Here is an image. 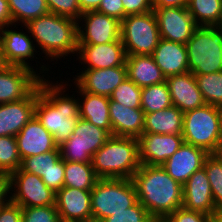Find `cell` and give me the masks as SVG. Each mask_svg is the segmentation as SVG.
I'll list each match as a JSON object with an SVG mask.
<instances>
[{
    "label": "cell",
    "mask_w": 222,
    "mask_h": 222,
    "mask_svg": "<svg viewBox=\"0 0 222 222\" xmlns=\"http://www.w3.org/2000/svg\"><path fill=\"white\" fill-rule=\"evenodd\" d=\"M166 83L172 105L183 113L206 104L192 72L169 76L166 78Z\"/></svg>",
    "instance_id": "23"
},
{
    "label": "cell",
    "mask_w": 222,
    "mask_h": 222,
    "mask_svg": "<svg viewBox=\"0 0 222 222\" xmlns=\"http://www.w3.org/2000/svg\"><path fill=\"white\" fill-rule=\"evenodd\" d=\"M42 180L55 193L60 190L64 186V160L62 158L58 160Z\"/></svg>",
    "instance_id": "42"
},
{
    "label": "cell",
    "mask_w": 222,
    "mask_h": 222,
    "mask_svg": "<svg viewBox=\"0 0 222 222\" xmlns=\"http://www.w3.org/2000/svg\"><path fill=\"white\" fill-rule=\"evenodd\" d=\"M172 106L166 81L146 86L141 92V109L144 113H153Z\"/></svg>",
    "instance_id": "32"
},
{
    "label": "cell",
    "mask_w": 222,
    "mask_h": 222,
    "mask_svg": "<svg viewBox=\"0 0 222 222\" xmlns=\"http://www.w3.org/2000/svg\"><path fill=\"white\" fill-rule=\"evenodd\" d=\"M71 80L82 91L110 97L112 92L128 78L126 64L104 69L79 70Z\"/></svg>",
    "instance_id": "15"
},
{
    "label": "cell",
    "mask_w": 222,
    "mask_h": 222,
    "mask_svg": "<svg viewBox=\"0 0 222 222\" xmlns=\"http://www.w3.org/2000/svg\"><path fill=\"white\" fill-rule=\"evenodd\" d=\"M132 181L138 201L156 221H161L183 205V185L174 180L162 165L141 164Z\"/></svg>",
    "instance_id": "2"
},
{
    "label": "cell",
    "mask_w": 222,
    "mask_h": 222,
    "mask_svg": "<svg viewBox=\"0 0 222 222\" xmlns=\"http://www.w3.org/2000/svg\"><path fill=\"white\" fill-rule=\"evenodd\" d=\"M208 155L205 149L184 142L162 167L174 180L183 185L195 171L203 167Z\"/></svg>",
    "instance_id": "21"
},
{
    "label": "cell",
    "mask_w": 222,
    "mask_h": 222,
    "mask_svg": "<svg viewBox=\"0 0 222 222\" xmlns=\"http://www.w3.org/2000/svg\"><path fill=\"white\" fill-rule=\"evenodd\" d=\"M153 8L187 7L188 0H152Z\"/></svg>",
    "instance_id": "47"
},
{
    "label": "cell",
    "mask_w": 222,
    "mask_h": 222,
    "mask_svg": "<svg viewBox=\"0 0 222 222\" xmlns=\"http://www.w3.org/2000/svg\"><path fill=\"white\" fill-rule=\"evenodd\" d=\"M206 104L222 107V71L194 75Z\"/></svg>",
    "instance_id": "34"
},
{
    "label": "cell",
    "mask_w": 222,
    "mask_h": 222,
    "mask_svg": "<svg viewBox=\"0 0 222 222\" xmlns=\"http://www.w3.org/2000/svg\"><path fill=\"white\" fill-rule=\"evenodd\" d=\"M189 72L194 75L222 71V36L209 26H199L185 44Z\"/></svg>",
    "instance_id": "7"
},
{
    "label": "cell",
    "mask_w": 222,
    "mask_h": 222,
    "mask_svg": "<svg viewBox=\"0 0 222 222\" xmlns=\"http://www.w3.org/2000/svg\"><path fill=\"white\" fill-rule=\"evenodd\" d=\"M184 209L213 217L216 212L211 186L205 168L195 171L183 184Z\"/></svg>",
    "instance_id": "20"
},
{
    "label": "cell",
    "mask_w": 222,
    "mask_h": 222,
    "mask_svg": "<svg viewBox=\"0 0 222 222\" xmlns=\"http://www.w3.org/2000/svg\"><path fill=\"white\" fill-rule=\"evenodd\" d=\"M8 3L15 26L50 13L46 0H8Z\"/></svg>",
    "instance_id": "30"
},
{
    "label": "cell",
    "mask_w": 222,
    "mask_h": 222,
    "mask_svg": "<svg viewBox=\"0 0 222 222\" xmlns=\"http://www.w3.org/2000/svg\"><path fill=\"white\" fill-rule=\"evenodd\" d=\"M203 167L207 173L216 212H222V152L210 153L206 158Z\"/></svg>",
    "instance_id": "33"
},
{
    "label": "cell",
    "mask_w": 222,
    "mask_h": 222,
    "mask_svg": "<svg viewBox=\"0 0 222 222\" xmlns=\"http://www.w3.org/2000/svg\"><path fill=\"white\" fill-rule=\"evenodd\" d=\"M7 179L9 199L21 208L55 205L56 193L37 175L19 168Z\"/></svg>",
    "instance_id": "11"
},
{
    "label": "cell",
    "mask_w": 222,
    "mask_h": 222,
    "mask_svg": "<svg viewBox=\"0 0 222 222\" xmlns=\"http://www.w3.org/2000/svg\"><path fill=\"white\" fill-rule=\"evenodd\" d=\"M50 13L78 20L83 14L78 0H46Z\"/></svg>",
    "instance_id": "40"
},
{
    "label": "cell",
    "mask_w": 222,
    "mask_h": 222,
    "mask_svg": "<svg viewBox=\"0 0 222 222\" xmlns=\"http://www.w3.org/2000/svg\"><path fill=\"white\" fill-rule=\"evenodd\" d=\"M182 136L184 142L210 153L222 152L221 111L205 104L184 113Z\"/></svg>",
    "instance_id": "5"
},
{
    "label": "cell",
    "mask_w": 222,
    "mask_h": 222,
    "mask_svg": "<svg viewBox=\"0 0 222 222\" xmlns=\"http://www.w3.org/2000/svg\"><path fill=\"white\" fill-rule=\"evenodd\" d=\"M183 143L182 135L143 133L138 138L139 162L162 165Z\"/></svg>",
    "instance_id": "17"
},
{
    "label": "cell",
    "mask_w": 222,
    "mask_h": 222,
    "mask_svg": "<svg viewBox=\"0 0 222 222\" xmlns=\"http://www.w3.org/2000/svg\"><path fill=\"white\" fill-rule=\"evenodd\" d=\"M187 10L198 26L212 27L222 16V0H188Z\"/></svg>",
    "instance_id": "31"
},
{
    "label": "cell",
    "mask_w": 222,
    "mask_h": 222,
    "mask_svg": "<svg viewBox=\"0 0 222 222\" xmlns=\"http://www.w3.org/2000/svg\"><path fill=\"white\" fill-rule=\"evenodd\" d=\"M0 222H22V210L9 198L0 206Z\"/></svg>",
    "instance_id": "43"
},
{
    "label": "cell",
    "mask_w": 222,
    "mask_h": 222,
    "mask_svg": "<svg viewBox=\"0 0 222 222\" xmlns=\"http://www.w3.org/2000/svg\"><path fill=\"white\" fill-rule=\"evenodd\" d=\"M22 222H62L55 205L24 207Z\"/></svg>",
    "instance_id": "39"
},
{
    "label": "cell",
    "mask_w": 222,
    "mask_h": 222,
    "mask_svg": "<svg viewBox=\"0 0 222 222\" xmlns=\"http://www.w3.org/2000/svg\"><path fill=\"white\" fill-rule=\"evenodd\" d=\"M96 11L114 17L119 21L124 19L122 0H101Z\"/></svg>",
    "instance_id": "44"
},
{
    "label": "cell",
    "mask_w": 222,
    "mask_h": 222,
    "mask_svg": "<svg viewBox=\"0 0 222 222\" xmlns=\"http://www.w3.org/2000/svg\"><path fill=\"white\" fill-rule=\"evenodd\" d=\"M101 0H78L82 13L96 11Z\"/></svg>",
    "instance_id": "48"
},
{
    "label": "cell",
    "mask_w": 222,
    "mask_h": 222,
    "mask_svg": "<svg viewBox=\"0 0 222 222\" xmlns=\"http://www.w3.org/2000/svg\"><path fill=\"white\" fill-rule=\"evenodd\" d=\"M47 76V80L41 79L37 85L35 116L59 146L70 138L80 119L79 100L75 93H66L67 86L71 85L69 81L54 83L50 82L49 74Z\"/></svg>",
    "instance_id": "1"
},
{
    "label": "cell",
    "mask_w": 222,
    "mask_h": 222,
    "mask_svg": "<svg viewBox=\"0 0 222 222\" xmlns=\"http://www.w3.org/2000/svg\"><path fill=\"white\" fill-rule=\"evenodd\" d=\"M212 222H222V212L221 213H216L212 217Z\"/></svg>",
    "instance_id": "51"
},
{
    "label": "cell",
    "mask_w": 222,
    "mask_h": 222,
    "mask_svg": "<svg viewBox=\"0 0 222 222\" xmlns=\"http://www.w3.org/2000/svg\"><path fill=\"white\" fill-rule=\"evenodd\" d=\"M126 67L128 78L141 88L166 81L152 55L127 56Z\"/></svg>",
    "instance_id": "27"
},
{
    "label": "cell",
    "mask_w": 222,
    "mask_h": 222,
    "mask_svg": "<svg viewBox=\"0 0 222 222\" xmlns=\"http://www.w3.org/2000/svg\"><path fill=\"white\" fill-rule=\"evenodd\" d=\"M12 26L18 29L15 25H8L0 28V64L26 67L34 71L41 79H44V74H48L49 68L51 70L52 67H50L47 63V65L44 64L41 65V67L39 66V68L36 67V70L34 69V66H32V63L29 61H35L36 66H38V61L33 60V58H39L36 57V55H38L36 53L38 52L36 45L33 44L34 40L29 35V30L25 25H21L20 27V29L24 27L25 32L24 29H22V31L20 29H18L19 31H16V29L12 28ZM38 69L40 73H38Z\"/></svg>",
    "instance_id": "8"
},
{
    "label": "cell",
    "mask_w": 222,
    "mask_h": 222,
    "mask_svg": "<svg viewBox=\"0 0 222 222\" xmlns=\"http://www.w3.org/2000/svg\"><path fill=\"white\" fill-rule=\"evenodd\" d=\"M76 56V61L84 64L80 70L123 66L127 57L121 39L101 45H78Z\"/></svg>",
    "instance_id": "16"
},
{
    "label": "cell",
    "mask_w": 222,
    "mask_h": 222,
    "mask_svg": "<svg viewBox=\"0 0 222 222\" xmlns=\"http://www.w3.org/2000/svg\"><path fill=\"white\" fill-rule=\"evenodd\" d=\"M75 87L79 100L80 118L106 130L112 136V126L109 115V97L82 91ZM81 100V101H80Z\"/></svg>",
    "instance_id": "26"
},
{
    "label": "cell",
    "mask_w": 222,
    "mask_h": 222,
    "mask_svg": "<svg viewBox=\"0 0 222 222\" xmlns=\"http://www.w3.org/2000/svg\"><path fill=\"white\" fill-rule=\"evenodd\" d=\"M138 201L132 179H98L91 190V209L94 221L125 211Z\"/></svg>",
    "instance_id": "6"
},
{
    "label": "cell",
    "mask_w": 222,
    "mask_h": 222,
    "mask_svg": "<svg viewBox=\"0 0 222 222\" xmlns=\"http://www.w3.org/2000/svg\"><path fill=\"white\" fill-rule=\"evenodd\" d=\"M110 137L106 130L80 118L70 138L59 145L61 158L69 162H92L94 154Z\"/></svg>",
    "instance_id": "10"
},
{
    "label": "cell",
    "mask_w": 222,
    "mask_h": 222,
    "mask_svg": "<svg viewBox=\"0 0 222 222\" xmlns=\"http://www.w3.org/2000/svg\"><path fill=\"white\" fill-rule=\"evenodd\" d=\"M112 136L139 138L144 133V111L109 100Z\"/></svg>",
    "instance_id": "24"
},
{
    "label": "cell",
    "mask_w": 222,
    "mask_h": 222,
    "mask_svg": "<svg viewBox=\"0 0 222 222\" xmlns=\"http://www.w3.org/2000/svg\"><path fill=\"white\" fill-rule=\"evenodd\" d=\"M99 179H132L139 169L138 139L111 136L92 158Z\"/></svg>",
    "instance_id": "4"
},
{
    "label": "cell",
    "mask_w": 222,
    "mask_h": 222,
    "mask_svg": "<svg viewBox=\"0 0 222 222\" xmlns=\"http://www.w3.org/2000/svg\"><path fill=\"white\" fill-rule=\"evenodd\" d=\"M184 113L176 106L144 113V133L182 135Z\"/></svg>",
    "instance_id": "28"
},
{
    "label": "cell",
    "mask_w": 222,
    "mask_h": 222,
    "mask_svg": "<svg viewBox=\"0 0 222 222\" xmlns=\"http://www.w3.org/2000/svg\"><path fill=\"white\" fill-rule=\"evenodd\" d=\"M212 27L222 36V16Z\"/></svg>",
    "instance_id": "50"
},
{
    "label": "cell",
    "mask_w": 222,
    "mask_h": 222,
    "mask_svg": "<svg viewBox=\"0 0 222 222\" xmlns=\"http://www.w3.org/2000/svg\"><path fill=\"white\" fill-rule=\"evenodd\" d=\"M15 137L21 160L52 150H60L54 137L42 126L36 116L31 118Z\"/></svg>",
    "instance_id": "22"
},
{
    "label": "cell",
    "mask_w": 222,
    "mask_h": 222,
    "mask_svg": "<svg viewBox=\"0 0 222 222\" xmlns=\"http://www.w3.org/2000/svg\"><path fill=\"white\" fill-rule=\"evenodd\" d=\"M124 18L127 15L144 14L153 10L152 0H122Z\"/></svg>",
    "instance_id": "45"
},
{
    "label": "cell",
    "mask_w": 222,
    "mask_h": 222,
    "mask_svg": "<svg viewBox=\"0 0 222 222\" xmlns=\"http://www.w3.org/2000/svg\"><path fill=\"white\" fill-rule=\"evenodd\" d=\"M13 25L8 0H0V28Z\"/></svg>",
    "instance_id": "46"
},
{
    "label": "cell",
    "mask_w": 222,
    "mask_h": 222,
    "mask_svg": "<svg viewBox=\"0 0 222 222\" xmlns=\"http://www.w3.org/2000/svg\"><path fill=\"white\" fill-rule=\"evenodd\" d=\"M98 179L92 162L64 161V187L91 191Z\"/></svg>",
    "instance_id": "29"
},
{
    "label": "cell",
    "mask_w": 222,
    "mask_h": 222,
    "mask_svg": "<svg viewBox=\"0 0 222 222\" xmlns=\"http://www.w3.org/2000/svg\"><path fill=\"white\" fill-rule=\"evenodd\" d=\"M9 198L8 179L6 176L0 175V206Z\"/></svg>",
    "instance_id": "49"
},
{
    "label": "cell",
    "mask_w": 222,
    "mask_h": 222,
    "mask_svg": "<svg viewBox=\"0 0 222 222\" xmlns=\"http://www.w3.org/2000/svg\"><path fill=\"white\" fill-rule=\"evenodd\" d=\"M77 23L78 45H101L120 40L121 21L114 17L88 11L81 15Z\"/></svg>",
    "instance_id": "12"
},
{
    "label": "cell",
    "mask_w": 222,
    "mask_h": 222,
    "mask_svg": "<svg viewBox=\"0 0 222 222\" xmlns=\"http://www.w3.org/2000/svg\"><path fill=\"white\" fill-rule=\"evenodd\" d=\"M152 56L166 78L189 72L186 45L160 38Z\"/></svg>",
    "instance_id": "25"
},
{
    "label": "cell",
    "mask_w": 222,
    "mask_h": 222,
    "mask_svg": "<svg viewBox=\"0 0 222 222\" xmlns=\"http://www.w3.org/2000/svg\"><path fill=\"white\" fill-rule=\"evenodd\" d=\"M141 92L142 88L127 78L112 92L109 98L125 107L141 109Z\"/></svg>",
    "instance_id": "37"
},
{
    "label": "cell",
    "mask_w": 222,
    "mask_h": 222,
    "mask_svg": "<svg viewBox=\"0 0 222 222\" xmlns=\"http://www.w3.org/2000/svg\"><path fill=\"white\" fill-rule=\"evenodd\" d=\"M60 159V150H52L44 154H37L22 159L20 168L25 172L35 174L42 178Z\"/></svg>",
    "instance_id": "36"
},
{
    "label": "cell",
    "mask_w": 222,
    "mask_h": 222,
    "mask_svg": "<svg viewBox=\"0 0 222 222\" xmlns=\"http://www.w3.org/2000/svg\"><path fill=\"white\" fill-rule=\"evenodd\" d=\"M221 111V140H222V107L220 108Z\"/></svg>",
    "instance_id": "52"
},
{
    "label": "cell",
    "mask_w": 222,
    "mask_h": 222,
    "mask_svg": "<svg viewBox=\"0 0 222 222\" xmlns=\"http://www.w3.org/2000/svg\"><path fill=\"white\" fill-rule=\"evenodd\" d=\"M37 86L19 101L0 104V137H15L35 116Z\"/></svg>",
    "instance_id": "19"
},
{
    "label": "cell",
    "mask_w": 222,
    "mask_h": 222,
    "mask_svg": "<svg viewBox=\"0 0 222 222\" xmlns=\"http://www.w3.org/2000/svg\"><path fill=\"white\" fill-rule=\"evenodd\" d=\"M120 39L126 55H152L160 40L158 23L152 11L127 15L121 21Z\"/></svg>",
    "instance_id": "9"
},
{
    "label": "cell",
    "mask_w": 222,
    "mask_h": 222,
    "mask_svg": "<svg viewBox=\"0 0 222 222\" xmlns=\"http://www.w3.org/2000/svg\"><path fill=\"white\" fill-rule=\"evenodd\" d=\"M156 220L149 214L145 207L137 201L133 206L113 213V215L103 219L101 222H155Z\"/></svg>",
    "instance_id": "38"
},
{
    "label": "cell",
    "mask_w": 222,
    "mask_h": 222,
    "mask_svg": "<svg viewBox=\"0 0 222 222\" xmlns=\"http://www.w3.org/2000/svg\"><path fill=\"white\" fill-rule=\"evenodd\" d=\"M41 78L31 69L0 64V104L24 99Z\"/></svg>",
    "instance_id": "14"
},
{
    "label": "cell",
    "mask_w": 222,
    "mask_h": 222,
    "mask_svg": "<svg viewBox=\"0 0 222 222\" xmlns=\"http://www.w3.org/2000/svg\"><path fill=\"white\" fill-rule=\"evenodd\" d=\"M77 24V21L72 18L48 13L30 20L25 26L36 48L44 53L45 59L57 62L62 57L66 59L65 57L69 55L76 56L78 51Z\"/></svg>",
    "instance_id": "3"
},
{
    "label": "cell",
    "mask_w": 222,
    "mask_h": 222,
    "mask_svg": "<svg viewBox=\"0 0 222 222\" xmlns=\"http://www.w3.org/2000/svg\"><path fill=\"white\" fill-rule=\"evenodd\" d=\"M21 157L18 151L16 137H0V174L8 177L21 167Z\"/></svg>",
    "instance_id": "35"
},
{
    "label": "cell",
    "mask_w": 222,
    "mask_h": 222,
    "mask_svg": "<svg viewBox=\"0 0 222 222\" xmlns=\"http://www.w3.org/2000/svg\"><path fill=\"white\" fill-rule=\"evenodd\" d=\"M162 222H212V217L198 211H190L183 207L165 216Z\"/></svg>",
    "instance_id": "41"
},
{
    "label": "cell",
    "mask_w": 222,
    "mask_h": 222,
    "mask_svg": "<svg viewBox=\"0 0 222 222\" xmlns=\"http://www.w3.org/2000/svg\"><path fill=\"white\" fill-rule=\"evenodd\" d=\"M160 38L185 45L199 27L187 7L153 8Z\"/></svg>",
    "instance_id": "13"
},
{
    "label": "cell",
    "mask_w": 222,
    "mask_h": 222,
    "mask_svg": "<svg viewBox=\"0 0 222 222\" xmlns=\"http://www.w3.org/2000/svg\"><path fill=\"white\" fill-rule=\"evenodd\" d=\"M55 206L62 222L93 220L91 191L63 186L56 192Z\"/></svg>",
    "instance_id": "18"
},
{
    "label": "cell",
    "mask_w": 222,
    "mask_h": 222,
    "mask_svg": "<svg viewBox=\"0 0 222 222\" xmlns=\"http://www.w3.org/2000/svg\"><path fill=\"white\" fill-rule=\"evenodd\" d=\"M86 222H99V221H94V220H91V221H86Z\"/></svg>",
    "instance_id": "53"
}]
</instances>
